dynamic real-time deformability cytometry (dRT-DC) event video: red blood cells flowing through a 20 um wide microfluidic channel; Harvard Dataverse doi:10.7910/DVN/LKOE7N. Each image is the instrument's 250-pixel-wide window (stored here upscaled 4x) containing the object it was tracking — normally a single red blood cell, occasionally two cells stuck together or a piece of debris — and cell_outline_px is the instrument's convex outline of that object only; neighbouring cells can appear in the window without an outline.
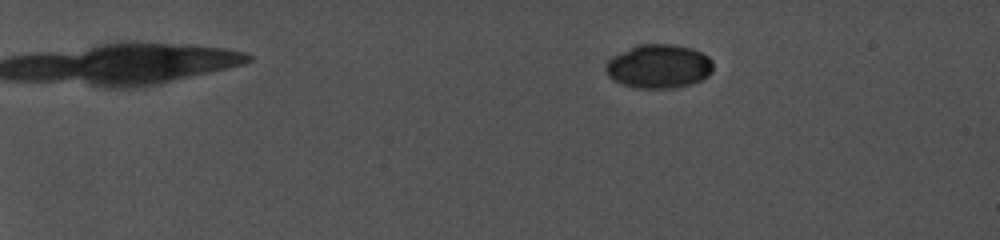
{"species": "common noctule bat (a hibernating species)", "species_latin": "Nyctalus noctula", "temperature_condition": "cold", "stored_images_in_passage": 36, "camera_frame_rate_fps": 5000, "um_per_image_px": 0.085, "animal": {"sex": "female", "body_mass_g": 19.0, "forearm_length_mm": 56.7}, "frame": {"image": 1, "passage_image": 16, "time_ms": 4.4, "image_size_px": [1000, 240], "cell_outline_px": [[712, 72], [708, 76], [692, 84], [676, 88], [636, 88], [620, 84], [612, 80], [608, 76], [604, 68], [608, 60], [612, 56], [636, 44], [672, 44], [692, 48], [708, 56], [712, 60]], "centroid_in_image_um": [55.97, 5.64], "position_along_channel_um": 29.0, "area_um2": 27.8}}
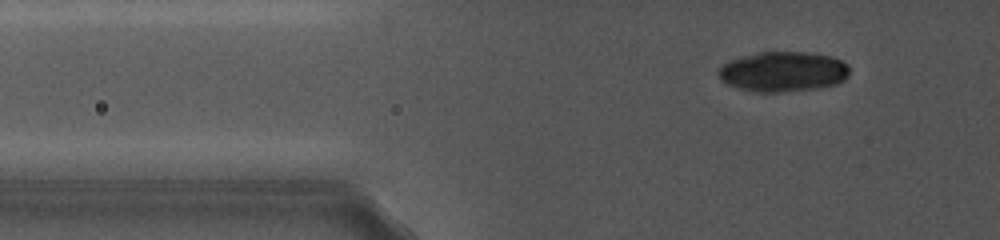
{"frame": {"image": 2, "passage_image": 30, "time_ms": 8.4, "image_size_px": [1000, 240], "cell_outline_px": [[848, 76], [844, 80], [836, 84], [820, 88], [780, 92], [756, 92], [740, 88], [728, 84], [720, 80], [716, 72], [728, 60], [760, 52], [808, 52], [832, 56], [848, 64]], "centroid_in_image_um": [66.57, 6.09], "position_along_channel_um": 59.2, "area_um2": 30.69}}